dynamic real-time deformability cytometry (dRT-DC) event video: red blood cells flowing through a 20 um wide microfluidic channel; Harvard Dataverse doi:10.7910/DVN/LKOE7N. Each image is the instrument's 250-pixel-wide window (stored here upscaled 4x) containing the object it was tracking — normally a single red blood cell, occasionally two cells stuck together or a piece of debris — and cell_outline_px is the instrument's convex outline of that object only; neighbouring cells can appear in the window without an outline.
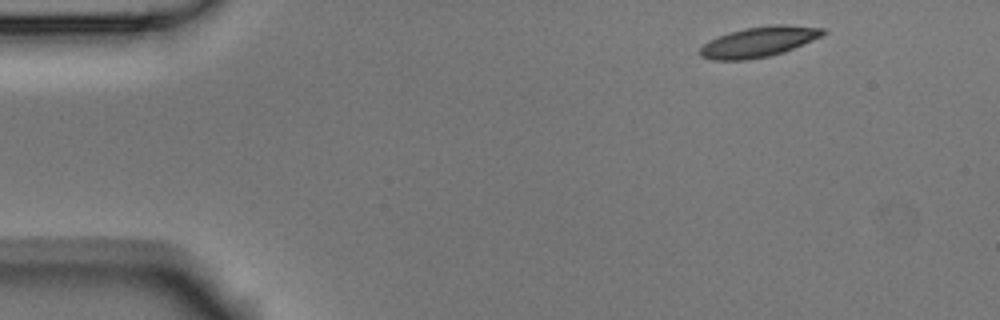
{"species": "Egyptian fruit bat (a non-hibernating species)", "species_latin": "Rousettus aegyptiacus", "temperature_condition": "room temperature", "stored_images_in_passage": 3, "camera_frame_rate_fps": 3000, "um_per_image_px": 0.085, "animal": {"sex": "male"}, "frame": {"image": 1, "passage_image": 1, "time_ms": 0.0, "image_size_px": [1000, 320], "cell_outline_px": [[828, 32], [812, 40], [784, 52], [768, 56], [744, 60], [712, 60], [700, 56], [700, 48], [708, 40], [728, 32], [744, 28], [772, 24], [788, 24], [824, 28]], "centroid_in_image_um": [64.49, 3.54], "position_along_channel_um": 20.5, "area_um2": 21.79}}